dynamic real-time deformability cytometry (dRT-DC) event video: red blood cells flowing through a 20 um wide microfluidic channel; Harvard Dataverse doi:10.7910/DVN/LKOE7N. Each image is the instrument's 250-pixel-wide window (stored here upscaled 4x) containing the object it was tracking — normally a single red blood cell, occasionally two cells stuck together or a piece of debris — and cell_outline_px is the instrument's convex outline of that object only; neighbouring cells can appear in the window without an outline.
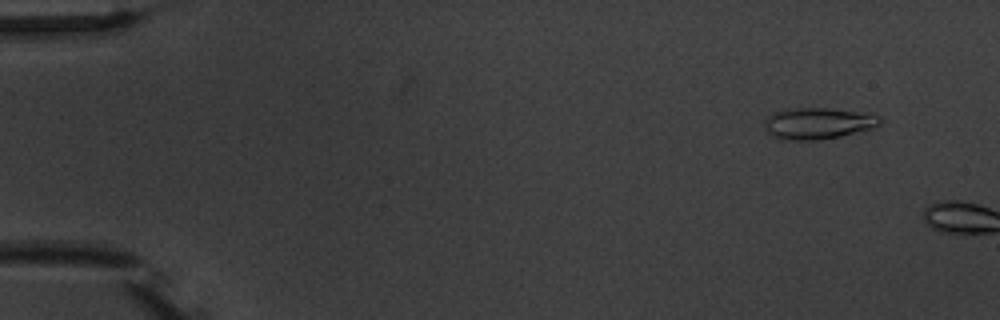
{"species": "common noctule bat (a hibernating species)", "species_latin": "Nyctalus noctula", "temperature_condition": "warm", "stored_images_in_passage": 3, "camera_frame_rate_fps": 3000, "um_per_image_px": 0.085, "animal": {"sex": "male", "body_mass_g": 20.1, "forearm_length_mm": 53.5}, "frame": {"image": 1, "passage_image": 2, "time_ms": 1.0, "image_size_px": [1000, 320], "cell_outline_px": [[884, 120], [876, 128], [840, 136], [820, 140], [780, 140], [772, 136], [764, 128], [764, 116], [772, 112], [792, 108], [828, 108], [868, 112], [880, 116]], "centroid_in_image_um": [69.54, 10.48], "position_along_channel_um": 15.5, "area_um2": 21.85}}